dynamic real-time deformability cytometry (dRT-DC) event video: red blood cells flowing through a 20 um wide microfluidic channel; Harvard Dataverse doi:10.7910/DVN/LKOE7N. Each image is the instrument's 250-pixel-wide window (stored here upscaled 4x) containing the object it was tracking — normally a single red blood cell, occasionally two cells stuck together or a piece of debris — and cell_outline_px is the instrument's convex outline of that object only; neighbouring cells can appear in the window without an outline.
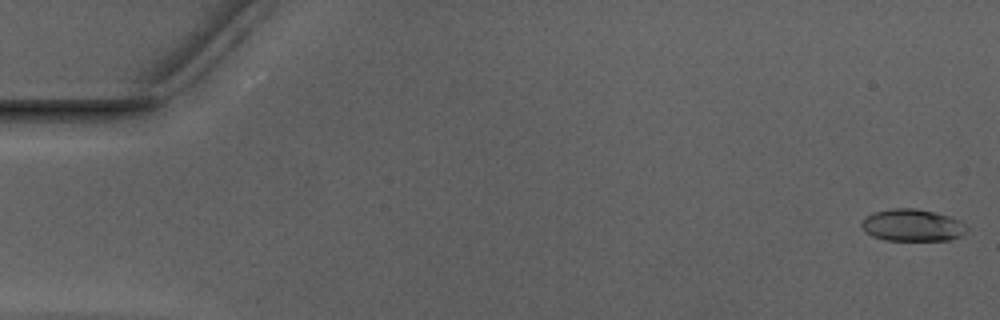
{"species": "Egyptian fruit bat (a non-hibernating species)", "species_latin": "Rousettus aegyptiacus", "temperature_condition": "warm", "stored_images_in_passage": 52, "camera_frame_rate_fps": 3000, "um_per_image_px": 0.085, "animal": {"sex": "male"}, "frame": {"image": 1, "passage_image": 1, "time_ms": 0.0, "image_size_px": [1000, 320], "cell_outline_px": [[968, 228], [960, 236], [948, 240], [884, 240], [872, 236], [864, 232], [860, 224], [872, 212], [892, 208], [916, 208], [948, 216], [960, 220]], "centroid_in_image_um": [77.52, 19.14], "position_along_channel_um": 7.5, "area_um2": 19.59}}
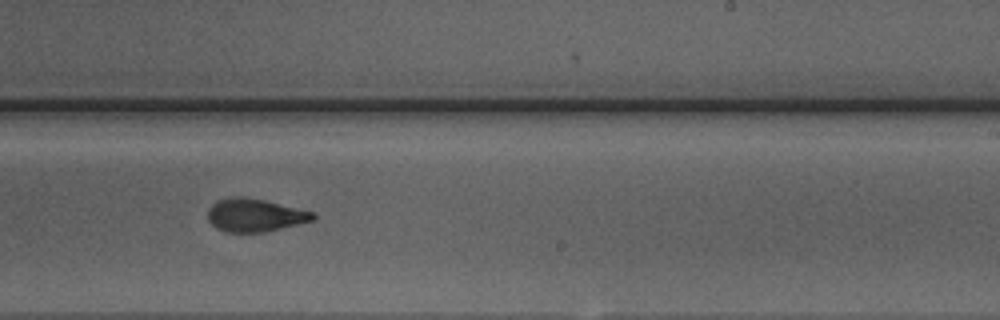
{"frame": {"image": 2, "passage_image": 32, "time_ms": 10.333, "image_size_px": [1000, 320], "cell_outline_px": [[316, 220], [264, 232], [228, 232], [216, 228], [208, 220], [208, 208], [216, 200], [232, 196], [240, 196], [264, 200], [316, 212]], "centroid_in_image_um": [21.68, 18.28], "position_along_channel_um": 267.3, "area_um2": 20.4}}
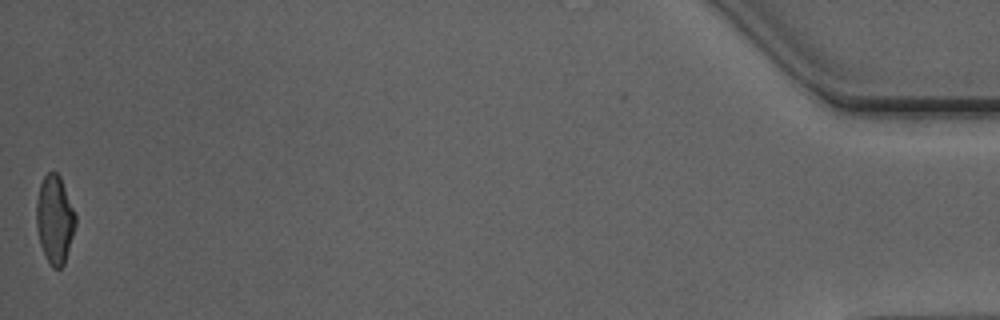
{"frame": {"image": 3, "passage_image": 52, "time_ms": 17.0, "image_size_px": [1000, 320], "cell_outline_px": [[76, 224], [64, 264], [60, 268], [52, 268], [48, 264], [40, 244], [36, 228], [36, 200], [40, 184], [44, 176], [48, 172], [56, 172], [60, 176], [76, 216]], "centroid_in_image_um": [4.63, 18.67], "position_along_channel_um": 430.6, "area_um2": 20.11}, "authors_computed_cell_mechanics": {"area_um2": 20.4612, "velocity_mm_per_s": 3.9695, "shape_relaxation_time_tau1_ms": 4.8926, "shape_relaxation_time_tau2_ms": 1.4763, "deformation_change_tau1": 0.2136, "deformation_change_tau2": 0.0915}}